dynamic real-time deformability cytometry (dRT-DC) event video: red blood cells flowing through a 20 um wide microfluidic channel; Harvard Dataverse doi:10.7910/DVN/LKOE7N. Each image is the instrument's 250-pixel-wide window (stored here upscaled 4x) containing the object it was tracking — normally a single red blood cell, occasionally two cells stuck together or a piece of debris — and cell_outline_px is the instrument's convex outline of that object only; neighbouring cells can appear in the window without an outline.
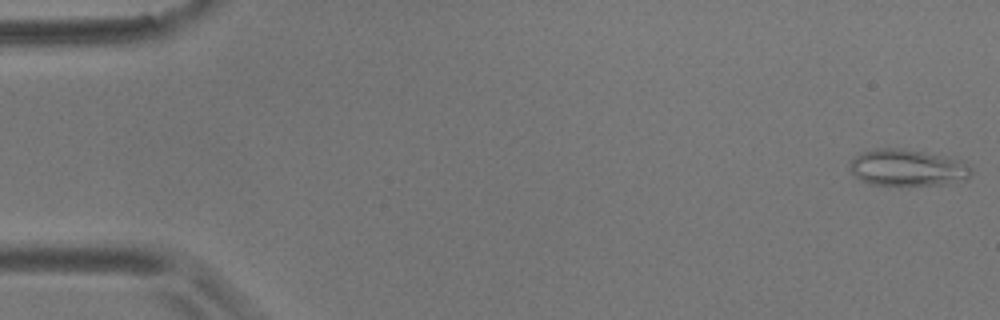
{"species": "common noctule bat (a hibernating species)", "species_latin": "Nyctalus noctula", "temperature_condition": "room temperature", "stored_images_in_passage": 56, "camera_frame_rate_fps": 3000, "um_per_image_px": 0.085, "animal": {"sex": "male", "body_mass_g": 17.9}, "frame": {"image": 1, "passage_image": 1, "time_ms": 0.0, "image_size_px": [1000, 320], "cell_outline_px": [[972, 172], [968, 180], [944, 184], [908, 188], [872, 184], [860, 180], [848, 168], [848, 164], [860, 152], [876, 148], [900, 148], [924, 152], [964, 160], [972, 164]], "centroid_in_image_um": [77.19, 14.29], "position_along_channel_um": 7.8, "area_um2": 27.11}}
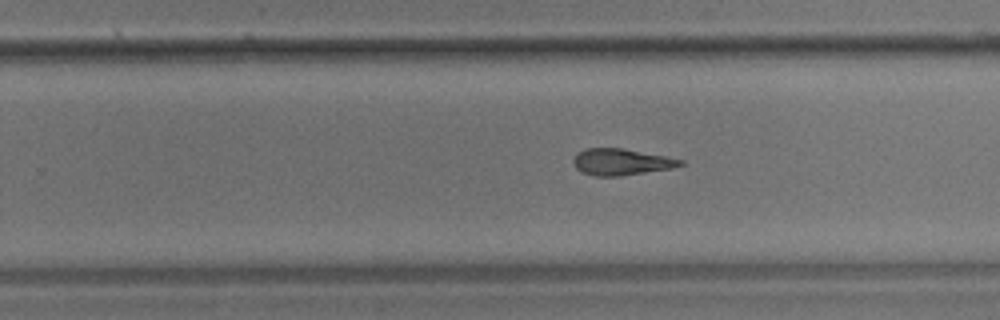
{"frame": {"image": 2, "passage_image": 35, "time_ms": 11.333, "image_size_px": [1000, 320], "cell_outline_px": [[684, 164], [672, 168], [620, 176], [596, 176], [580, 172], [576, 168], [572, 160], [580, 152], [588, 148], [620, 148], [664, 156], [684, 160]], "centroid_in_image_um": [52.8, 13.78], "position_along_channel_um": 277.0, "area_um2": 16.24}}
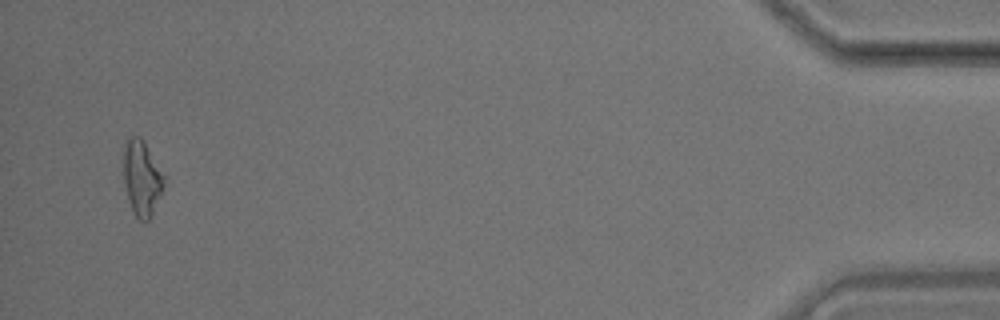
{"frame": {"image": 3, "passage_image": 54, "time_ms": 17.667, "image_size_px": [1000, 320], "cell_outline_px": [[164, 184], [152, 212], [148, 220], [140, 220], [132, 212], [128, 200], [124, 184], [124, 140], [132, 136], [140, 136], [144, 140], [164, 176]], "centroid_in_image_um": [12.02, 15.09], "position_along_channel_um": 423.2, "area_um2": 17.46}, "authors_computed_cell_mechanics": {"area_um2": 17.3689, "velocity_mm_per_s": 3.5846, "shape_relaxation_time_tau1_ms": null, "shape_relaxation_time_tau2_ms": 5.353, "deformation_change_tau1": null, "deformation_change_tau2": 0.1614}}